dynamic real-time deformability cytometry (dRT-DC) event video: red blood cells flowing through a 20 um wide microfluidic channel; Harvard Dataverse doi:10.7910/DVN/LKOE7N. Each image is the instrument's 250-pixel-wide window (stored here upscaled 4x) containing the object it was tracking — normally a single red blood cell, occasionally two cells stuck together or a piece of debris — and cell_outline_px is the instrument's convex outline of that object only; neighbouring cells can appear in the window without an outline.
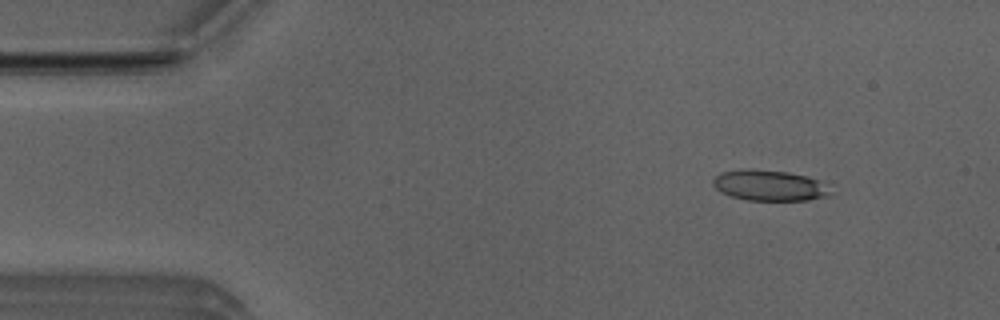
{"species": "Egyptian fruit bat (a non-hibernating species)", "species_latin": "Rousettus aegyptiacus", "temperature_condition": "room temperature", "stored_images_in_passage": 51, "camera_frame_rate_fps": 3000, "um_per_image_px": 0.085, "animal": {"sex": "male"}, "frame": {"image": 1, "passage_image": 6, "time_ms": 1.667, "image_size_px": [1000, 320], "cell_outline_px": [[832, 196], [808, 200], [748, 200], [732, 196], [720, 192], [712, 184], [712, 180], [720, 172], [744, 168], [752, 168], [788, 172], [808, 176], [820, 180], [832, 192]], "centroid_in_image_um": [65.41, 15.75], "position_along_channel_um": 19.6, "area_um2": 21.33}}
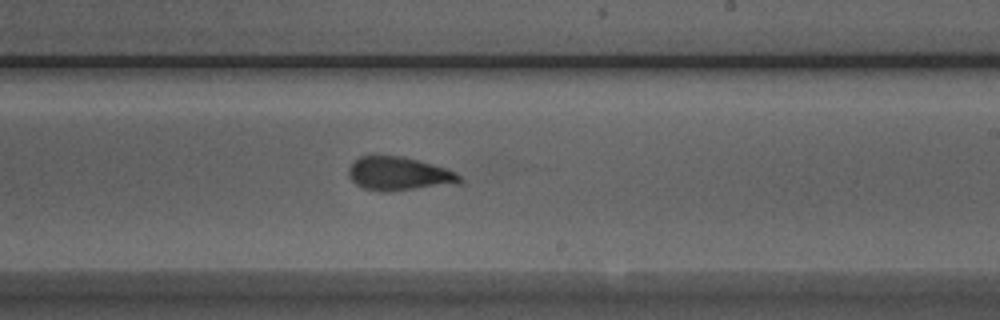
{"frame": {"image": 2, "passage_image": 30, "time_ms": 9.667, "image_size_px": [1000, 320], "cell_outline_px": [[464, 184], [384, 192], [380, 192], [364, 188], [356, 184], [348, 176], [348, 168], [360, 156], [400, 156], [432, 164], [456, 172], [464, 180]], "centroid_in_image_um": [33.96, 14.8], "position_along_channel_um": 255.0, "area_um2": 21.91}}
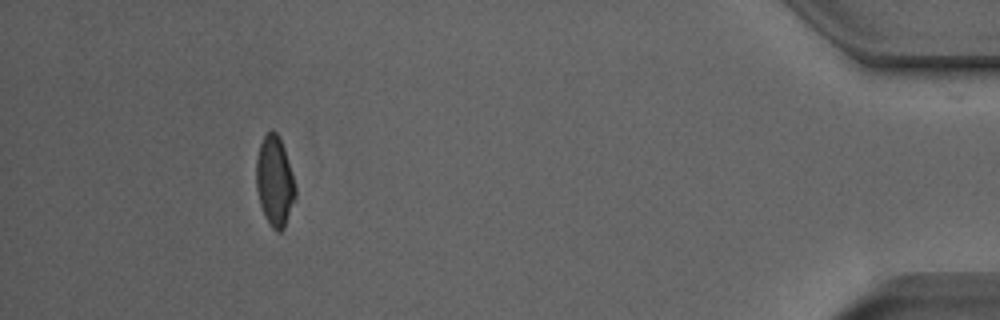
{"frame": {"image": 3, "passage_image": 47, "time_ms": 15.333, "image_size_px": [1000, 320], "cell_outline_px": [[296, 196], [284, 228], [280, 232], [276, 232], [272, 228], [264, 216], [260, 204], [256, 188], [256, 160], [260, 144], [264, 136], [272, 128], [276, 132], [284, 148], [296, 188]], "centroid_in_image_um": [23.34, 15.43], "position_along_channel_um": 411.9, "area_um2": 20.46}, "authors_computed_cell_mechanics": {"area_um2": 21.675, "velocity_mm_per_s": 3.9602, "shape_relaxation_time_tau1_ms": null, "shape_relaxation_time_tau2_ms": 2.6109, "deformation_change_tau1": null, "deformation_change_tau2": 0.0809}}